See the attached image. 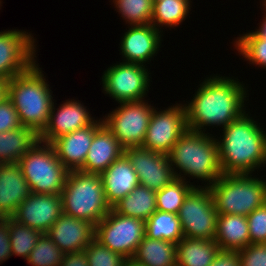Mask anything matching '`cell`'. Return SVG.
I'll use <instances>...</instances> for the list:
<instances>
[{
  "instance_id": "1",
  "label": "cell",
  "mask_w": 266,
  "mask_h": 266,
  "mask_svg": "<svg viewBox=\"0 0 266 266\" xmlns=\"http://www.w3.org/2000/svg\"><path fill=\"white\" fill-rule=\"evenodd\" d=\"M244 85L234 77L216 74L205 78L193 99L184 104L188 129L205 133L208 126L224 128L240 118L247 112L244 101L249 97Z\"/></svg>"
},
{
  "instance_id": "2",
  "label": "cell",
  "mask_w": 266,
  "mask_h": 266,
  "mask_svg": "<svg viewBox=\"0 0 266 266\" xmlns=\"http://www.w3.org/2000/svg\"><path fill=\"white\" fill-rule=\"evenodd\" d=\"M248 114L229 123L216 139L223 174H252L266 165V133Z\"/></svg>"
},
{
  "instance_id": "3",
  "label": "cell",
  "mask_w": 266,
  "mask_h": 266,
  "mask_svg": "<svg viewBox=\"0 0 266 266\" xmlns=\"http://www.w3.org/2000/svg\"><path fill=\"white\" fill-rule=\"evenodd\" d=\"M168 156L176 178L187 181L185 178L187 176L208 181L202 187L209 188L223 175L216 138L208 132L187 129L174 144Z\"/></svg>"
},
{
  "instance_id": "4",
  "label": "cell",
  "mask_w": 266,
  "mask_h": 266,
  "mask_svg": "<svg viewBox=\"0 0 266 266\" xmlns=\"http://www.w3.org/2000/svg\"><path fill=\"white\" fill-rule=\"evenodd\" d=\"M36 62L22 74L7 80V97L24 127L38 135L47 126L54 99L42 69Z\"/></svg>"
},
{
  "instance_id": "5",
  "label": "cell",
  "mask_w": 266,
  "mask_h": 266,
  "mask_svg": "<svg viewBox=\"0 0 266 266\" xmlns=\"http://www.w3.org/2000/svg\"><path fill=\"white\" fill-rule=\"evenodd\" d=\"M62 212L94 226L112 209L100 175L69 171L61 192Z\"/></svg>"
},
{
  "instance_id": "6",
  "label": "cell",
  "mask_w": 266,
  "mask_h": 266,
  "mask_svg": "<svg viewBox=\"0 0 266 266\" xmlns=\"http://www.w3.org/2000/svg\"><path fill=\"white\" fill-rule=\"evenodd\" d=\"M209 189L218 214L247 216L266 203V180L251 174H223Z\"/></svg>"
},
{
  "instance_id": "7",
  "label": "cell",
  "mask_w": 266,
  "mask_h": 266,
  "mask_svg": "<svg viewBox=\"0 0 266 266\" xmlns=\"http://www.w3.org/2000/svg\"><path fill=\"white\" fill-rule=\"evenodd\" d=\"M18 163L32 193L61 194L69 170L58 159L51 143L36 141Z\"/></svg>"
},
{
  "instance_id": "8",
  "label": "cell",
  "mask_w": 266,
  "mask_h": 266,
  "mask_svg": "<svg viewBox=\"0 0 266 266\" xmlns=\"http://www.w3.org/2000/svg\"><path fill=\"white\" fill-rule=\"evenodd\" d=\"M145 221L123 216L113 208L95 225V239L125 259H132L145 237Z\"/></svg>"
},
{
  "instance_id": "9",
  "label": "cell",
  "mask_w": 266,
  "mask_h": 266,
  "mask_svg": "<svg viewBox=\"0 0 266 266\" xmlns=\"http://www.w3.org/2000/svg\"><path fill=\"white\" fill-rule=\"evenodd\" d=\"M177 215L185 238L215 239L218 212L208 187H195Z\"/></svg>"
},
{
  "instance_id": "10",
  "label": "cell",
  "mask_w": 266,
  "mask_h": 266,
  "mask_svg": "<svg viewBox=\"0 0 266 266\" xmlns=\"http://www.w3.org/2000/svg\"><path fill=\"white\" fill-rule=\"evenodd\" d=\"M146 101L119 103L115 110L102 118L124 148L142 146L154 110Z\"/></svg>"
},
{
  "instance_id": "11",
  "label": "cell",
  "mask_w": 266,
  "mask_h": 266,
  "mask_svg": "<svg viewBox=\"0 0 266 266\" xmlns=\"http://www.w3.org/2000/svg\"><path fill=\"white\" fill-rule=\"evenodd\" d=\"M146 67L125 62L111 65L103 72L101 79L104 94L118 103L144 100L151 78Z\"/></svg>"
},
{
  "instance_id": "12",
  "label": "cell",
  "mask_w": 266,
  "mask_h": 266,
  "mask_svg": "<svg viewBox=\"0 0 266 266\" xmlns=\"http://www.w3.org/2000/svg\"><path fill=\"white\" fill-rule=\"evenodd\" d=\"M168 107L161 111L154 107L141 147L168 155L179 137L188 129L185 106L176 103Z\"/></svg>"
},
{
  "instance_id": "13",
  "label": "cell",
  "mask_w": 266,
  "mask_h": 266,
  "mask_svg": "<svg viewBox=\"0 0 266 266\" xmlns=\"http://www.w3.org/2000/svg\"><path fill=\"white\" fill-rule=\"evenodd\" d=\"M35 42L33 35L23 30L0 32V78L9 80L36 62Z\"/></svg>"
},
{
  "instance_id": "14",
  "label": "cell",
  "mask_w": 266,
  "mask_h": 266,
  "mask_svg": "<svg viewBox=\"0 0 266 266\" xmlns=\"http://www.w3.org/2000/svg\"><path fill=\"white\" fill-rule=\"evenodd\" d=\"M124 155L142 186L157 192L176 179L167 154L137 146L125 148Z\"/></svg>"
},
{
  "instance_id": "15",
  "label": "cell",
  "mask_w": 266,
  "mask_h": 266,
  "mask_svg": "<svg viewBox=\"0 0 266 266\" xmlns=\"http://www.w3.org/2000/svg\"><path fill=\"white\" fill-rule=\"evenodd\" d=\"M62 213L61 195L31 193L12 218L45 234Z\"/></svg>"
},
{
  "instance_id": "16",
  "label": "cell",
  "mask_w": 266,
  "mask_h": 266,
  "mask_svg": "<svg viewBox=\"0 0 266 266\" xmlns=\"http://www.w3.org/2000/svg\"><path fill=\"white\" fill-rule=\"evenodd\" d=\"M54 102L47 126L39 134V140L51 143L56 138L84 128L95 119L79 100H66L56 109ZM57 110V111H56Z\"/></svg>"
},
{
  "instance_id": "17",
  "label": "cell",
  "mask_w": 266,
  "mask_h": 266,
  "mask_svg": "<svg viewBox=\"0 0 266 266\" xmlns=\"http://www.w3.org/2000/svg\"><path fill=\"white\" fill-rule=\"evenodd\" d=\"M162 32L152 24L129 25L120 41L121 54L125 58L123 62L144 65L154 59L161 48Z\"/></svg>"
},
{
  "instance_id": "18",
  "label": "cell",
  "mask_w": 266,
  "mask_h": 266,
  "mask_svg": "<svg viewBox=\"0 0 266 266\" xmlns=\"http://www.w3.org/2000/svg\"><path fill=\"white\" fill-rule=\"evenodd\" d=\"M64 253L84 251L95 237V226L62 213L45 233Z\"/></svg>"
},
{
  "instance_id": "19",
  "label": "cell",
  "mask_w": 266,
  "mask_h": 266,
  "mask_svg": "<svg viewBox=\"0 0 266 266\" xmlns=\"http://www.w3.org/2000/svg\"><path fill=\"white\" fill-rule=\"evenodd\" d=\"M102 124L101 118L96 119L92 124L51 142L58 159L69 171H78L84 165L94 134Z\"/></svg>"
},
{
  "instance_id": "20",
  "label": "cell",
  "mask_w": 266,
  "mask_h": 266,
  "mask_svg": "<svg viewBox=\"0 0 266 266\" xmlns=\"http://www.w3.org/2000/svg\"><path fill=\"white\" fill-rule=\"evenodd\" d=\"M124 150L125 148L103 123L96 130L84 165L78 171L100 175L124 155Z\"/></svg>"
},
{
  "instance_id": "21",
  "label": "cell",
  "mask_w": 266,
  "mask_h": 266,
  "mask_svg": "<svg viewBox=\"0 0 266 266\" xmlns=\"http://www.w3.org/2000/svg\"><path fill=\"white\" fill-rule=\"evenodd\" d=\"M31 193L18 162L0 164V217H12Z\"/></svg>"
},
{
  "instance_id": "22",
  "label": "cell",
  "mask_w": 266,
  "mask_h": 266,
  "mask_svg": "<svg viewBox=\"0 0 266 266\" xmlns=\"http://www.w3.org/2000/svg\"><path fill=\"white\" fill-rule=\"evenodd\" d=\"M106 199L111 207L138 186V175L123 155L100 174Z\"/></svg>"
},
{
  "instance_id": "23",
  "label": "cell",
  "mask_w": 266,
  "mask_h": 266,
  "mask_svg": "<svg viewBox=\"0 0 266 266\" xmlns=\"http://www.w3.org/2000/svg\"><path fill=\"white\" fill-rule=\"evenodd\" d=\"M214 241L220 251H238L247 247L250 244L247 217L237 214H218Z\"/></svg>"
},
{
  "instance_id": "24",
  "label": "cell",
  "mask_w": 266,
  "mask_h": 266,
  "mask_svg": "<svg viewBox=\"0 0 266 266\" xmlns=\"http://www.w3.org/2000/svg\"><path fill=\"white\" fill-rule=\"evenodd\" d=\"M220 249L214 240L183 237L176 248V266H211Z\"/></svg>"
},
{
  "instance_id": "25",
  "label": "cell",
  "mask_w": 266,
  "mask_h": 266,
  "mask_svg": "<svg viewBox=\"0 0 266 266\" xmlns=\"http://www.w3.org/2000/svg\"><path fill=\"white\" fill-rule=\"evenodd\" d=\"M39 140L29 127H19L0 133V164L17 163Z\"/></svg>"
},
{
  "instance_id": "26",
  "label": "cell",
  "mask_w": 266,
  "mask_h": 266,
  "mask_svg": "<svg viewBox=\"0 0 266 266\" xmlns=\"http://www.w3.org/2000/svg\"><path fill=\"white\" fill-rule=\"evenodd\" d=\"M112 208L123 216L146 221L157 210L156 191L139 184Z\"/></svg>"
},
{
  "instance_id": "27",
  "label": "cell",
  "mask_w": 266,
  "mask_h": 266,
  "mask_svg": "<svg viewBox=\"0 0 266 266\" xmlns=\"http://www.w3.org/2000/svg\"><path fill=\"white\" fill-rule=\"evenodd\" d=\"M177 244L145 236L132 260L143 266H176Z\"/></svg>"
},
{
  "instance_id": "28",
  "label": "cell",
  "mask_w": 266,
  "mask_h": 266,
  "mask_svg": "<svg viewBox=\"0 0 266 266\" xmlns=\"http://www.w3.org/2000/svg\"><path fill=\"white\" fill-rule=\"evenodd\" d=\"M145 235L150 239L177 244L184 236L177 214L156 210L145 221Z\"/></svg>"
},
{
  "instance_id": "29",
  "label": "cell",
  "mask_w": 266,
  "mask_h": 266,
  "mask_svg": "<svg viewBox=\"0 0 266 266\" xmlns=\"http://www.w3.org/2000/svg\"><path fill=\"white\" fill-rule=\"evenodd\" d=\"M153 15L151 24L159 31L166 27H175L181 24L191 9V0H161L153 1Z\"/></svg>"
},
{
  "instance_id": "30",
  "label": "cell",
  "mask_w": 266,
  "mask_h": 266,
  "mask_svg": "<svg viewBox=\"0 0 266 266\" xmlns=\"http://www.w3.org/2000/svg\"><path fill=\"white\" fill-rule=\"evenodd\" d=\"M190 183V184H189ZM192 182L176 178L170 184L166 185L160 191L156 192L157 210L178 214L184 200L188 194L195 188L201 187Z\"/></svg>"
},
{
  "instance_id": "31",
  "label": "cell",
  "mask_w": 266,
  "mask_h": 266,
  "mask_svg": "<svg viewBox=\"0 0 266 266\" xmlns=\"http://www.w3.org/2000/svg\"><path fill=\"white\" fill-rule=\"evenodd\" d=\"M42 233L9 217V238L12 255L27 260Z\"/></svg>"
},
{
  "instance_id": "32",
  "label": "cell",
  "mask_w": 266,
  "mask_h": 266,
  "mask_svg": "<svg viewBox=\"0 0 266 266\" xmlns=\"http://www.w3.org/2000/svg\"><path fill=\"white\" fill-rule=\"evenodd\" d=\"M113 3L128 26L151 24L153 0H113Z\"/></svg>"
},
{
  "instance_id": "33",
  "label": "cell",
  "mask_w": 266,
  "mask_h": 266,
  "mask_svg": "<svg viewBox=\"0 0 266 266\" xmlns=\"http://www.w3.org/2000/svg\"><path fill=\"white\" fill-rule=\"evenodd\" d=\"M234 47L250 64L266 68V39L259 38L251 30L237 37Z\"/></svg>"
},
{
  "instance_id": "34",
  "label": "cell",
  "mask_w": 266,
  "mask_h": 266,
  "mask_svg": "<svg viewBox=\"0 0 266 266\" xmlns=\"http://www.w3.org/2000/svg\"><path fill=\"white\" fill-rule=\"evenodd\" d=\"M64 254L46 234H42L29 254L27 263L32 266H59Z\"/></svg>"
},
{
  "instance_id": "35",
  "label": "cell",
  "mask_w": 266,
  "mask_h": 266,
  "mask_svg": "<svg viewBox=\"0 0 266 266\" xmlns=\"http://www.w3.org/2000/svg\"><path fill=\"white\" fill-rule=\"evenodd\" d=\"M89 266H123L127 259L114 253L95 238L84 250Z\"/></svg>"
},
{
  "instance_id": "36",
  "label": "cell",
  "mask_w": 266,
  "mask_h": 266,
  "mask_svg": "<svg viewBox=\"0 0 266 266\" xmlns=\"http://www.w3.org/2000/svg\"><path fill=\"white\" fill-rule=\"evenodd\" d=\"M250 244L266 243V203L246 216Z\"/></svg>"
},
{
  "instance_id": "37",
  "label": "cell",
  "mask_w": 266,
  "mask_h": 266,
  "mask_svg": "<svg viewBox=\"0 0 266 266\" xmlns=\"http://www.w3.org/2000/svg\"><path fill=\"white\" fill-rule=\"evenodd\" d=\"M237 254L241 266H266V243L249 244Z\"/></svg>"
},
{
  "instance_id": "38",
  "label": "cell",
  "mask_w": 266,
  "mask_h": 266,
  "mask_svg": "<svg viewBox=\"0 0 266 266\" xmlns=\"http://www.w3.org/2000/svg\"><path fill=\"white\" fill-rule=\"evenodd\" d=\"M22 127L12 101L7 97L0 103V133Z\"/></svg>"
},
{
  "instance_id": "39",
  "label": "cell",
  "mask_w": 266,
  "mask_h": 266,
  "mask_svg": "<svg viewBox=\"0 0 266 266\" xmlns=\"http://www.w3.org/2000/svg\"><path fill=\"white\" fill-rule=\"evenodd\" d=\"M12 256L9 238V217H0V264Z\"/></svg>"
},
{
  "instance_id": "40",
  "label": "cell",
  "mask_w": 266,
  "mask_h": 266,
  "mask_svg": "<svg viewBox=\"0 0 266 266\" xmlns=\"http://www.w3.org/2000/svg\"><path fill=\"white\" fill-rule=\"evenodd\" d=\"M211 266H241L237 251H219Z\"/></svg>"
},
{
  "instance_id": "41",
  "label": "cell",
  "mask_w": 266,
  "mask_h": 266,
  "mask_svg": "<svg viewBox=\"0 0 266 266\" xmlns=\"http://www.w3.org/2000/svg\"><path fill=\"white\" fill-rule=\"evenodd\" d=\"M59 266H89L85 251L65 253Z\"/></svg>"
},
{
  "instance_id": "42",
  "label": "cell",
  "mask_w": 266,
  "mask_h": 266,
  "mask_svg": "<svg viewBox=\"0 0 266 266\" xmlns=\"http://www.w3.org/2000/svg\"><path fill=\"white\" fill-rule=\"evenodd\" d=\"M262 6L265 9V12H263L265 15L263 16V21L261 22V25L259 26V29H256L254 33L262 39H266V0H262Z\"/></svg>"
},
{
  "instance_id": "43",
  "label": "cell",
  "mask_w": 266,
  "mask_h": 266,
  "mask_svg": "<svg viewBox=\"0 0 266 266\" xmlns=\"http://www.w3.org/2000/svg\"><path fill=\"white\" fill-rule=\"evenodd\" d=\"M7 98V80L0 78V103Z\"/></svg>"
},
{
  "instance_id": "44",
  "label": "cell",
  "mask_w": 266,
  "mask_h": 266,
  "mask_svg": "<svg viewBox=\"0 0 266 266\" xmlns=\"http://www.w3.org/2000/svg\"><path fill=\"white\" fill-rule=\"evenodd\" d=\"M123 266H143V265H140L138 263H136L134 260L132 259H128L126 260V262L123 264Z\"/></svg>"
}]
</instances>
